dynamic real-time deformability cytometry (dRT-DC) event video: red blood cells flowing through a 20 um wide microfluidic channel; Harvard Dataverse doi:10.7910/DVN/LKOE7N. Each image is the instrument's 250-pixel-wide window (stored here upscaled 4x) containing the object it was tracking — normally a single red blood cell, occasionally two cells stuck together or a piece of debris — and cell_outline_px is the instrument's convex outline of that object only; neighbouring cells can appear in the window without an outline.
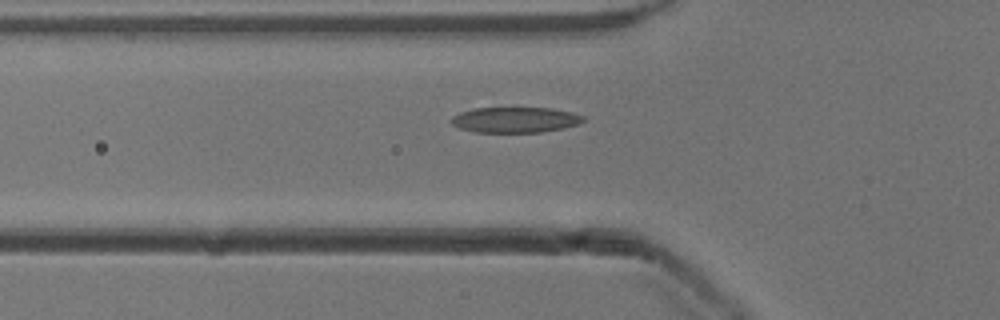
{"species": "common noctule bat (a hibernating species)", "species_latin": "Nyctalus noctula", "temperature_condition": "cold", "stored_images_in_passage": 45, "camera_frame_rate_fps": 3000, "um_per_image_px": 0.085, "animal": {"sex": "male", "body_mass_g": 13.3}, "frame": {"image": 1, "passage_image": 16, "time_ms": 5.0, "image_size_px": [1000, 320], "cell_outline_px": [[584, 120], [580, 124], [564, 128], [544, 132], [472, 132], [460, 128], [452, 124], [448, 120], [452, 116], [460, 112], [472, 108], [552, 108], [572, 112], [584, 116]], "centroid_in_image_um": [43.78, 10.18], "position_along_channel_um": 82.0, "area_um2": 19.88}}
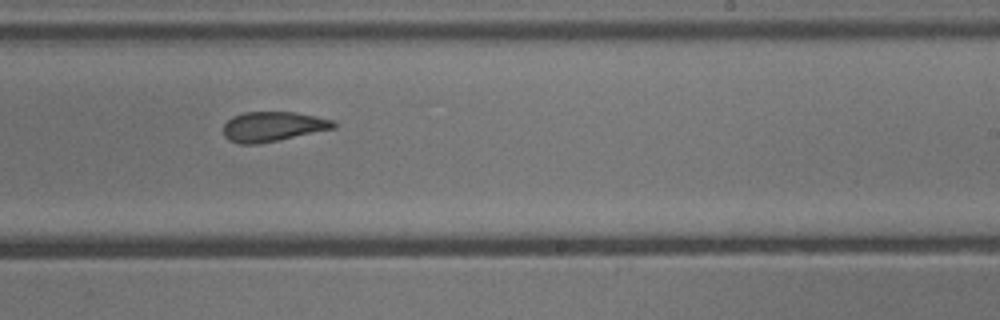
{"frame": {"image": 2, "passage_image": 30, "time_ms": 9.667, "image_size_px": [1000, 320], "cell_outline_px": [[336, 128], [260, 144], [240, 144], [228, 140], [224, 136], [224, 124], [232, 116], [244, 112], [296, 112], [316, 116], [332, 120], [336, 124]], "centroid_in_image_um": [23.18, 10.76], "position_along_channel_um": 265.8, "area_um2": 19.25}}
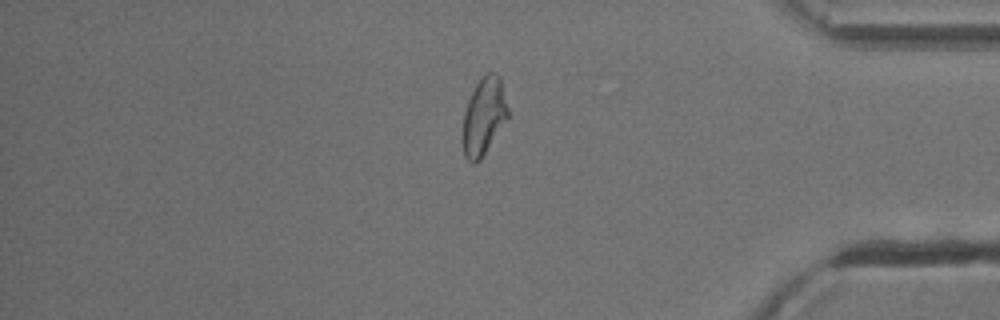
{"frame": {"image": 3, "passage_image": 42, "time_ms": 13.667, "image_size_px": [1000, 320], "cell_outline_px": [[508, 116], [480, 160], [476, 164], [472, 164], [464, 156], [460, 140], [464, 112], [468, 100], [476, 84], [488, 72], [496, 72], [500, 76], [508, 108]], "centroid_in_image_um": [41.08, 9.92], "position_along_channel_um": 394.1, "area_um2": 20.46}}